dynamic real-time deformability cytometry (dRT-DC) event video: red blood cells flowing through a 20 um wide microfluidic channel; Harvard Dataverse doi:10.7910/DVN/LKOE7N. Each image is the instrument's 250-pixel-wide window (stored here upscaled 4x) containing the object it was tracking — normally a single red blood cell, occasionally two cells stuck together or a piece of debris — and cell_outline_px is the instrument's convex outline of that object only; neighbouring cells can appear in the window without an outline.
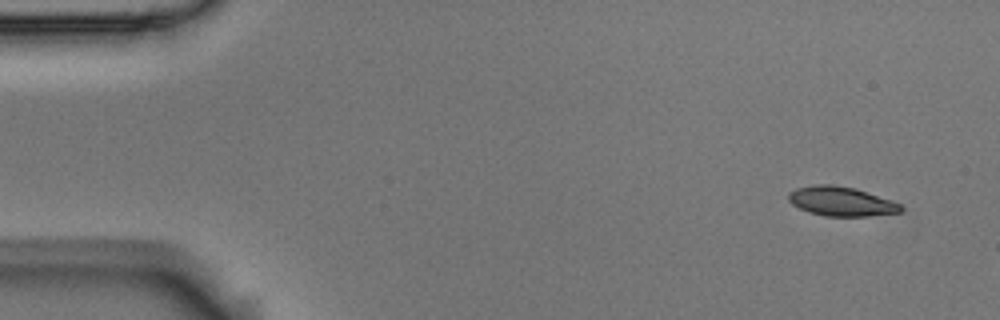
{"species": "Egyptian fruit bat (a non-hibernating species)", "species_latin": "Rousettus aegyptiacus", "temperature_condition": "room temperature", "stored_images_in_passage": 3, "camera_frame_rate_fps": 3000, "um_per_image_px": 0.085, "animal": {"sex": "male"}, "frame": {"image": 1, "passage_image": 1, "time_ms": 0.0, "image_size_px": [1000, 320], "cell_outline_px": [[904, 208], [900, 212], [868, 216], [824, 216], [808, 212], [792, 204], [788, 200], [788, 192], [796, 188], [812, 184], [832, 184], [856, 188], [900, 204]], "centroid_in_image_um": [71.45, 17.11], "position_along_channel_um": 13.5, "area_um2": 19.25}}